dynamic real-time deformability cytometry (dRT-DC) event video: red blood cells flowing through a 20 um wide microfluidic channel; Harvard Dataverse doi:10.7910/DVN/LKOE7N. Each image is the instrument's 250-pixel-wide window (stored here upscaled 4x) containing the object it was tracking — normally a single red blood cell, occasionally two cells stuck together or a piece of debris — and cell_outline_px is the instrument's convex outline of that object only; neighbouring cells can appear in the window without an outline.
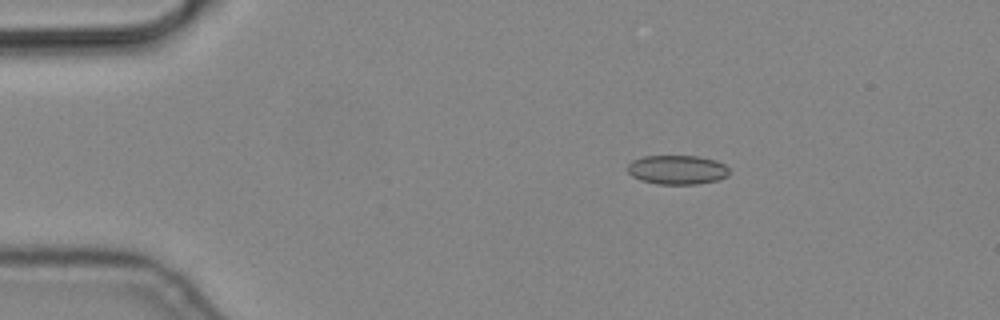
{"species": "common noctule bat (a hibernating species)", "species_latin": "Nyctalus noctula", "temperature_condition": "cold", "stored_images_in_passage": 3, "camera_frame_rate_fps": 3000, "um_per_image_px": 0.085, "animal": {"sex": "male", "body_mass_g": 19.2, "forearm_length_mm": 51.8}, "frame": {"image": 1, "passage_image": 1, "time_ms": 0.0, "image_size_px": [1000, 320], "cell_outline_px": [[728, 176], [720, 180], [696, 184], [656, 184], [640, 180], [632, 176], [628, 172], [628, 164], [632, 160], [644, 156], [700, 156], [716, 160], [724, 164], [728, 168]], "centroid_in_image_um": [57.57, 14.43], "position_along_channel_um": 27.4, "area_um2": 17.46}}